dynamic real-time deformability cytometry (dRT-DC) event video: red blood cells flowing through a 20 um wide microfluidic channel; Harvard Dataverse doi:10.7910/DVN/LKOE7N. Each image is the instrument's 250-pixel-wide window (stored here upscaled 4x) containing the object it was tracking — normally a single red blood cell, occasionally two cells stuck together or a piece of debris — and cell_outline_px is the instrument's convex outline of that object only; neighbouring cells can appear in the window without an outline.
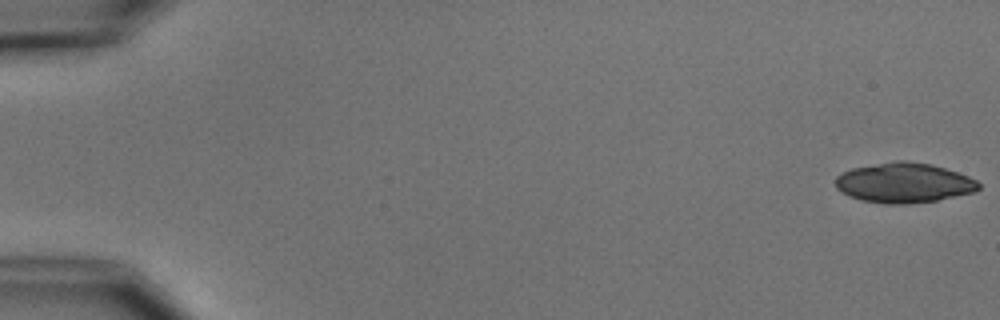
{"species": "common noctule bat (a hibernating species)", "species_latin": "Nyctalus noctula", "temperature_condition": "cold", "stored_images_in_passage": 6, "segment_of_instrument_passage": [1, 2], "camera_frame_rate_fps": 3000, "um_per_image_px": 0.085, "animal": {"sex": "male", "body_mass_g": 15.6}, "frame": {"image": 1, "passage_image": 1, "time_ms": 0.0, "image_size_px": [1000, 320], "cell_outline_px": [[980, 188], [976, 192], [936, 200], [908, 204], [884, 204], [860, 200], [848, 196], [836, 188], [836, 176], [852, 168], [900, 160], [932, 164], [968, 176], [976, 180], [980, 184]], "centroid_in_image_um": [76.84, 15.55], "position_along_channel_um": 8.2, "area_um2": 33.23}}